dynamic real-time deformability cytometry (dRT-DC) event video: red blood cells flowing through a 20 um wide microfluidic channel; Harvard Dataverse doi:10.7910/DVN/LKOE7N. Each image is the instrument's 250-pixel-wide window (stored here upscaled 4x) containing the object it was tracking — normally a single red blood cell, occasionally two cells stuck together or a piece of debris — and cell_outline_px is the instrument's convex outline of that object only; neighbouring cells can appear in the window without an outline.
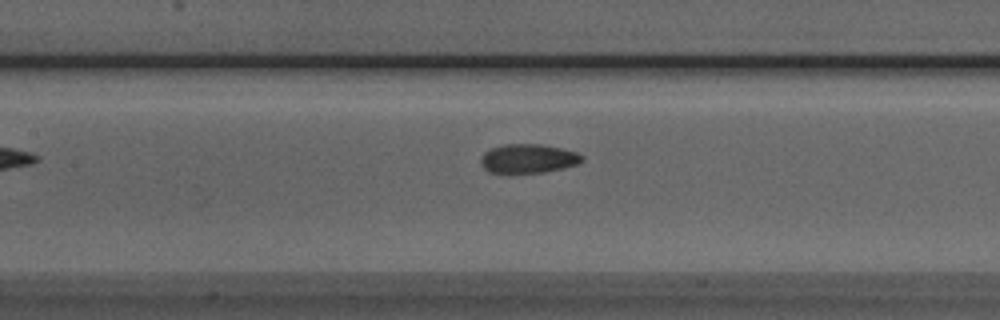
{"species": "Egyptian fruit bat (a non-hibernating species)", "species_latin": "Rousettus aegyptiacus", "temperature_condition": "room temperature", "stored_images_in_passage": 5, "camera_frame_rate_fps": 3000, "um_per_image_px": 0.085, "animal": {"sex": "male"}, "frame": {"image": 1, "passage_image": 4, "time_ms": 3.667, "image_size_px": [1000, 320], "cell_outline_px": [[584, 160], [576, 164], [564, 168], [544, 172], [488, 172], [484, 168], [480, 160], [480, 156], [484, 152], [492, 148], [504, 144], [540, 144], [560, 148], [576, 152], [584, 156]], "centroid_in_image_um": [44.9, 13.47], "position_along_channel_um": 162.5, "area_um2": 16.99}}
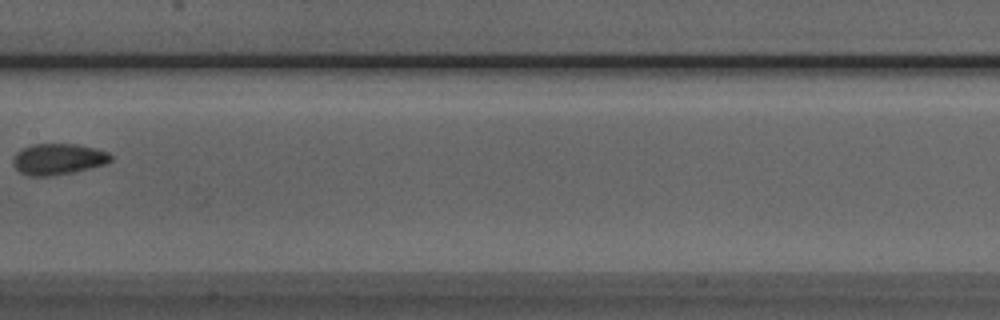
{"frame": {"image": 2, "passage_image": 5, "time_ms": 4.667, "image_size_px": [1000, 320], "cell_outline_px": [[112, 160], [104, 164], [72, 172], [52, 176], [28, 176], [20, 172], [12, 164], [12, 160], [16, 152], [32, 144], [76, 144], [96, 148], [108, 152], [112, 156]], "centroid_in_image_um": [4.92, 13.52], "position_along_channel_um": 202.5, "area_um2": 17.69}}